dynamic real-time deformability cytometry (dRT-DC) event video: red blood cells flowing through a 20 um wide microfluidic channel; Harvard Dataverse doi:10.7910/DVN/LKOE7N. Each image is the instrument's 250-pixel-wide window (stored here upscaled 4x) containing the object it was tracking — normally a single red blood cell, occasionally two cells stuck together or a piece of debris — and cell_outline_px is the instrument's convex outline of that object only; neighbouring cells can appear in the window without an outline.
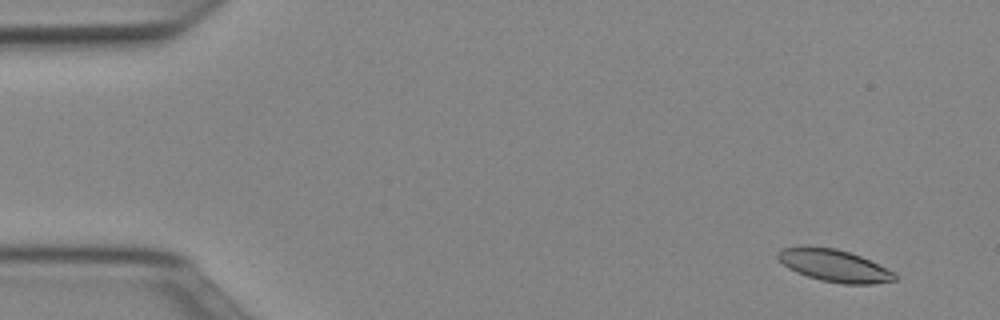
{"species": "Egyptian fruit bat (a non-hibernating species)", "species_latin": "Rousettus aegyptiacus", "temperature_condition": "cold", "stored_images_in_passage": 21, "camera_frame_rate_fps": 3000, "um_per_image_px": 0.085, "animal": {"sex": "female"}, "frame": {"image": 1, "passage_image": 4, "time_ms": 1.0, "image_size_px": [1000, 320], "cell_outline_px": [[896, 280], [872, 284], [844, 284], [820, 280], [796, 272], [788, 268], [776, 256], [776, 252], [780, 248], [836, 248], [860, 256], [888, 268], [896, 272]], "centroid_in_image_um": [70.96, 22.6], "position_along_channel_um": 14.0, "area_um2": 21.56}}
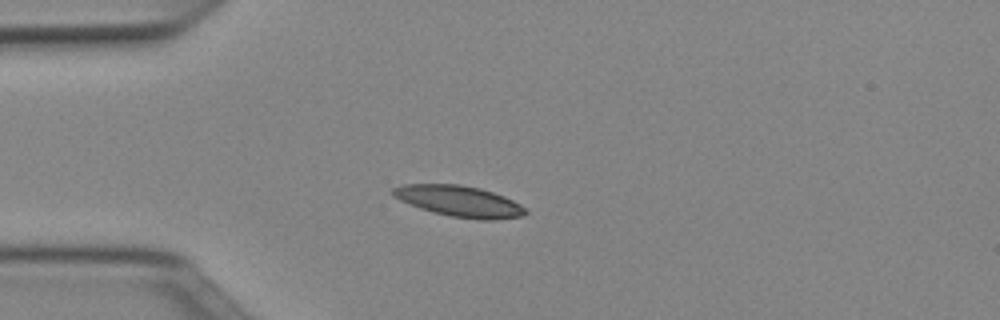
{"frame": {"image": 2, "passage_image": 14, "time_ms": 4.333, "image_size_px": [1000, 320], "cell_outline_px": [[528, 212], [524, 216], [492, 220], [480, 220], [452, 216], [432, 212], [420, 208], [400, 200], [392, 196], [388, 192], [392, 188], [404, 184], [460, 184], [480, 188], [504, 196], [528, 208]], "centroid_in_image_um": [39.04, 17.1], "position_along_channel_um": 46.0, "area_um2": 24.16}}
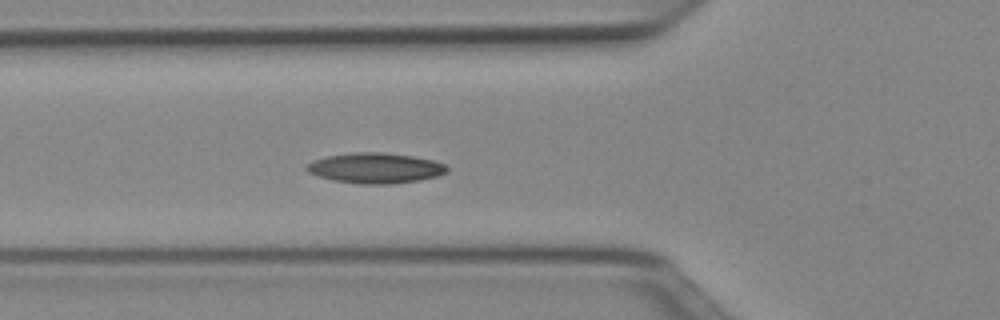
{"frame": {"image": 3, "passage_image": 19, "time_ms": 6.0, "image_size_px": [1000, 320], "cell_outline_px": [[448, 172], [436, 176], [420, 180], [388, 184], [360, 184], [332, 180], [316, 176], [308, 172], [304, 168], [312, 160], [328, 156], [352, 152], [384, 152], [412, 156], [432, 160], [444, 164], [448, 168]], "centroid_in_image_um": [31.87, 14.28], "position_along_channel_um": 93.9, "area_um2": 24.91}}